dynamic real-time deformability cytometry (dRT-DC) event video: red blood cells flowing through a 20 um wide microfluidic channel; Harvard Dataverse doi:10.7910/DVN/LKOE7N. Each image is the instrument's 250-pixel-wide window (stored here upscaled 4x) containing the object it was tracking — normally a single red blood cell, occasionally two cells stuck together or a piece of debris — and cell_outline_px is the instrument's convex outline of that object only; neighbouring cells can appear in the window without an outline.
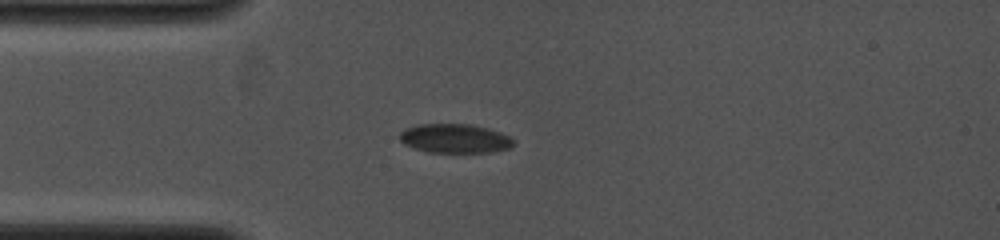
{"species": "common noctule bat (a hibernating species)", "species_latin": "Nyctalus noctula", "temperature_condition": "cold", "stored_images_in_passage": 5, "camera_frame_rate_fps": 4000, "um_per_image_px": 0.085, "animal": {"sex": "female", "body_mass_g": 19.0, "forearm_length_mm": 53.3}, "frame": {"image": 1, "passage_image": 5, "time_ms": 3.0, "image_size_px": [1000, 240], "cell_outline_px": [[516, 140], [508, 148], [492, 152], [432, 152], [416, 148], [404, 144], [400, 140], [400, 132], [404, 128], [416, 124], [472, 124], [488, 128], [500, 132]], "centroid_in_image_um": [38.65, 11.75], "position_along_channel_um": 46.3, "area_um2": 19.25}}